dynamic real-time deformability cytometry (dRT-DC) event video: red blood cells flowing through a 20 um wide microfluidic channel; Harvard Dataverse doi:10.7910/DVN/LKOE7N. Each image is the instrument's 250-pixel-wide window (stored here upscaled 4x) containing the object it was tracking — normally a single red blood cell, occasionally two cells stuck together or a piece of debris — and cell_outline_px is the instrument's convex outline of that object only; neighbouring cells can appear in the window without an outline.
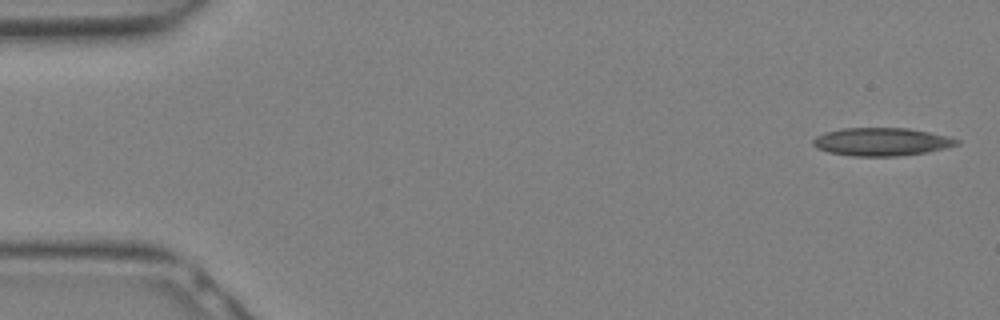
{"species": "Egyptian fruit bat (a non-hibernating species)", "species_latin": "Rousettus aegyptiacus", "temperature_condition": "warm", "stored_images_in_passage": 14, "camera_frame_rate_fps": 3000, "um_per_image_px": 0.085, "animal": {"sex": "female"}, "frame": {"image": 1, "passage_image": 1, "time_ms": 0.0, "image_size_px": [1000, 320], "cell_outline_px": [[960, 144], [928, 152], [896, 156], [852, 156], [828, 152], [816, 148], [812, 144], [812, 140], [816, 136], [824, 132], [840, 128], [908, 128], [948, 136], [960, 140]], "centroid_in_image_um": [74.9, 12.05], "position_along_channel_um": 10.1, "area_um2": 23.58}}
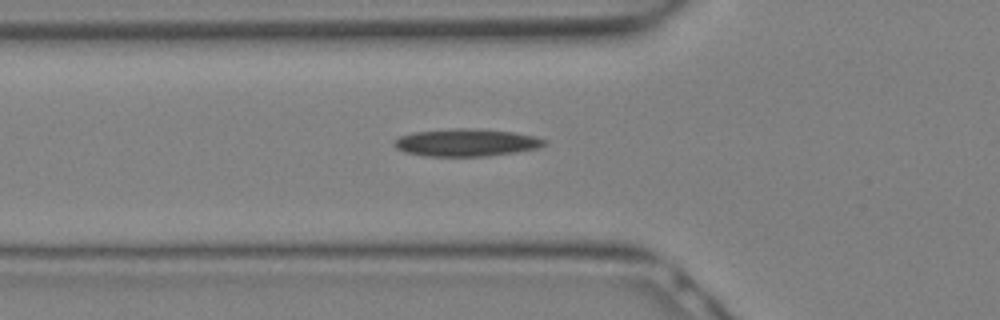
{"frame": {"image": 2, "passage_image": 10, "time_ms": 3.0, "image_size_px": [1000, 320], "cell_outline_px": [[548, 144], [540, 148], [516, 152], [488, 156], [424, 156], [404, 152], [396, 148], [392, 144], [400, 136], [412, 132], [456, 128], [468, 128], [512, 132], [532, 136], [544, 140]], "centroid_in_image_um": [39.61, 12.13], "position_along_channel_um": 86.2, "area_um2": 23.99}}
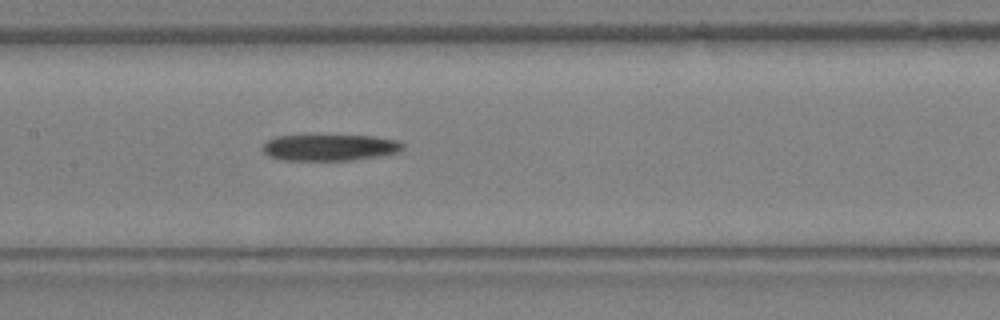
{"frame": {"image": 3, "passage_image": 14, "time_ms": 4.333, "image_size_px": [1000, 320], "cell_outline_px": [[404, 148], [396, 152], [376, 156], [348, 160], [284, 160], [268, 156], [264, 152], [264, 144], [268, 140], [280, 136], [372, 136], [396, 140], [404, 144]], "centroid_in_image_um": [28.02, 12.54], "position_along_channel_um": 179.4, "area_um2": 20.98}}